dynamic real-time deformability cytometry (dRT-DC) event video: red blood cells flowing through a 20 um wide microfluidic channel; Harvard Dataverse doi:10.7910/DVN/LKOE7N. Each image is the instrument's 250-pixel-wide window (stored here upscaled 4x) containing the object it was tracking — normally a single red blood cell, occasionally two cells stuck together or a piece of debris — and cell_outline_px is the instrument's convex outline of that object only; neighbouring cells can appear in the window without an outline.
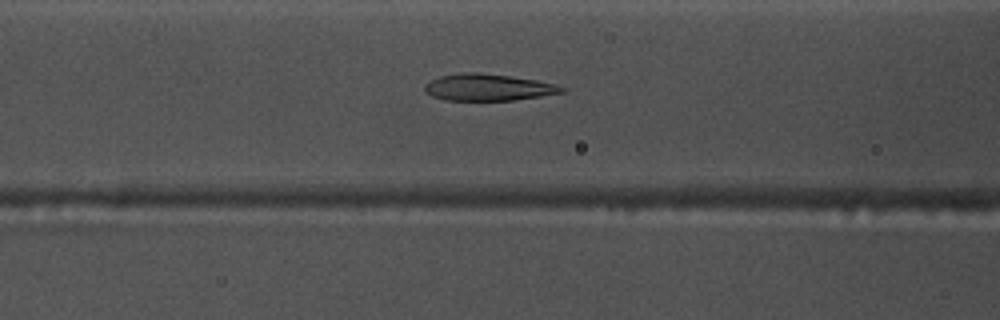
{"species": "common noctule bat (a hibernating species)", "species_latin": "Nyctalus noctula", "temperature_condition": "warm", "stored_images_in_passage": 48, "camera_frame_rate_fps": 3000, "um_per_image_px": 0.085, "animal": {"sex": "male", "body_mass_g": 17.5, "forearm_length_mm": 52.3}, "frame": {"image": 1, "passage_image": 15, "time_ms": 4.667, "image_size_px": [1000, 320], "cell_outline_px": [[564, 92], [516, 100], [444, 100], [432, 96], [424, 88], [432, 80], [440, 76], [460, 72], [476, 72], [508, 76], [536, 80], [556, 84], [564, 88]], "centroid_in_image_um": [41.5, 7.42], "position_along_channel_um": 125.1, "area_um2": 21.04}}
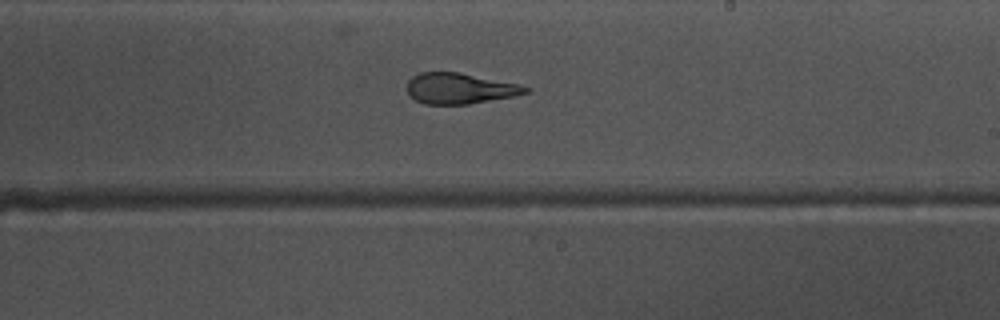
{"frame": {"image": 2, "passage_image": 25, "time_ms": 8.0, "image_size_px": [1000, 320], "cell_outline_px": [[532, 92], [516, 96], [468, 104], [424, 104], [416, 100], [408, 92], [408, 80], [412, 76], [420, 72], [460, 72], [516, 84], [532, 88]], "centroid_in_image_um": [39.11, 7.52], "position_along_channel_um": 249.9, "area_um2": 21.21}}
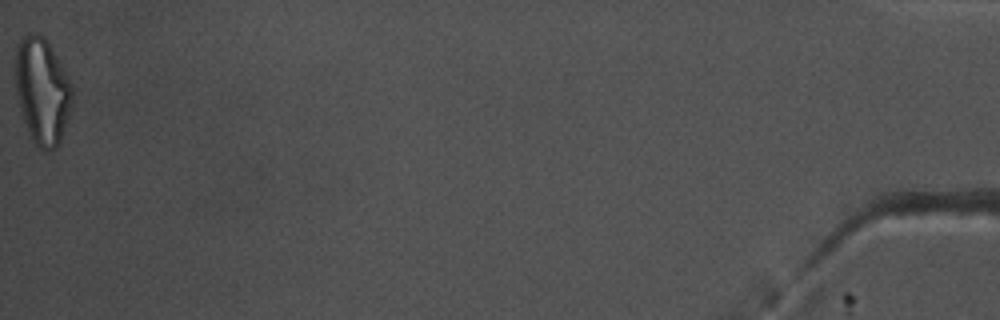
{"frame": {"image": 3, "passage_image": 48, "time_ms": 15.667, "image_size_px": [1000, 320], "cell_outline_px": [[72, 100], [68, 116], [60, 140], [56, 148], [44, 152], [32, 140], [24, 120], [20, 108], [16, 88], [16, 48], [20, 40], [28, 32], [36, 32], [44, 36], [48, 40], [64, 68], [72, 84]], "centroid_in_image_um": [3.6, 7.68], "position_along_channel_um": 431.6, "area_um2": 35.08}, "authors_computed_cell_mechanics": {"area_um2": 22.5709, "velocity_mm_per_s": 3.7564, "shape_relaxation_time_tau1_ms": 4.5305, "shape_relaxation_time_tau2_ms": 1.7734, "deformation_change_tau1": 0.1971, "deformation_change_tau2": 0.1202}}